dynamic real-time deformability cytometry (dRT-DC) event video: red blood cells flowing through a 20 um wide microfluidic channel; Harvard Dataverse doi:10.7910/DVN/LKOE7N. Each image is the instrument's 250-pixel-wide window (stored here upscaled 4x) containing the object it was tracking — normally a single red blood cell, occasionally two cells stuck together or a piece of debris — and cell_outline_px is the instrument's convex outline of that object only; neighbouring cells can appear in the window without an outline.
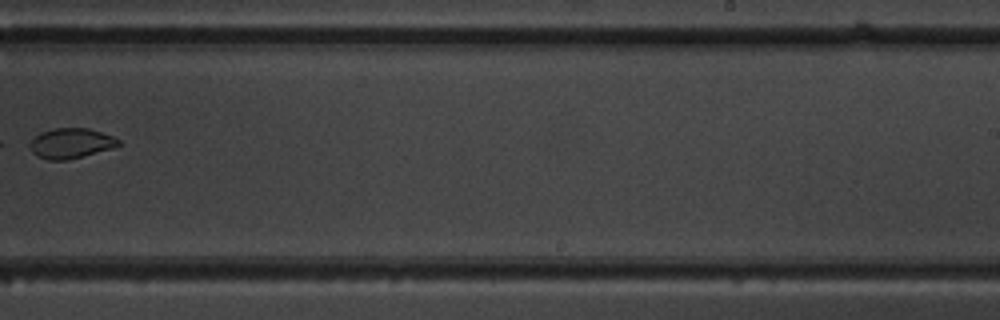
{"species": "common noctule bat (a hibernating species)", "species_latin": "Nyctalus noctula", "temperature_condition": "warm", "stored_images_in_passage": 11, "camera_frame_rate_fps": 3000, "um_per_image_px": 0.085, "animal": {"sex": "male", "body_mass_g": 19.5, "forearm_length_mm": 54.6}, "frame": {"image": 1, "passage_image": 10, "time_ms": 10.333, "image_size_px": [1000, 320], "cell_outline_px": [[120, 144], [112, 148], [68, 160], [48, 160], [36, 156], [28, 148], [28, 144], [40, 132], [56, 128], [88, 128], [112, 136], [120, 140]], "centroid_in_image_um": [5.98, 12.18], "position_along_channel_um": 283.0, "area_um2": 15.55}}